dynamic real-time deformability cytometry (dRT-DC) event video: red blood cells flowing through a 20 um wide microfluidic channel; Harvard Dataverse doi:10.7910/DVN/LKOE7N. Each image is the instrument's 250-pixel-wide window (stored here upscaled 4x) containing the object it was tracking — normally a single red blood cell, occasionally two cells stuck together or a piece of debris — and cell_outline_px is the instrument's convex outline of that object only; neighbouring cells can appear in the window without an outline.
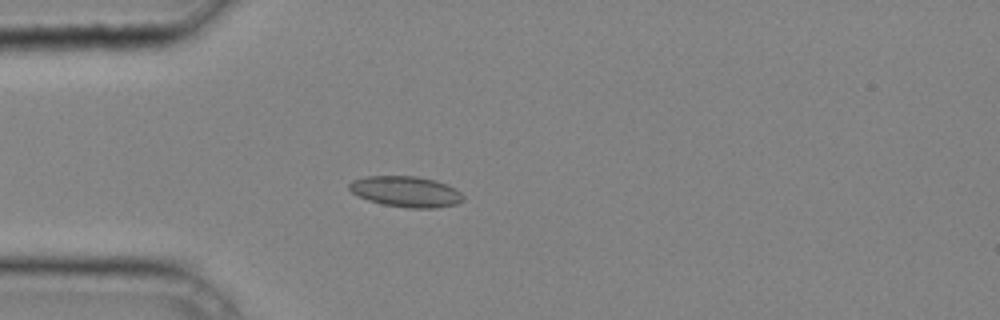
{"species": "common noctule bat (a hibernating species)", "species_latin": "Nyctalus noctula", "temperature_condition": "cold", "stored_images_in_passage": 40, "camera_frame_rate_fps": 3000, "um_per_image_px": 0.085, "animal": {"sex": "male", "body_mass_g": 20.4}, "frame": {"image": 1, "passage_image": 11, "time_ms": 3.333, "image_size_px": [1000, 320], "cell_outline_px": [[464, 200], [456, 204], [436, 208], [408, 208], [384, 204], [368, 200], [352, 192], [348, 188], [348, 184], [352, 180], [364, 176], [416, 176], [436, 180], [448, 184], [460, 192], [464, 196]], "centroid_in_image_um": [34.52, 16.28], "position_along_channel_um": 50.5, "area_um2": 20.52}}
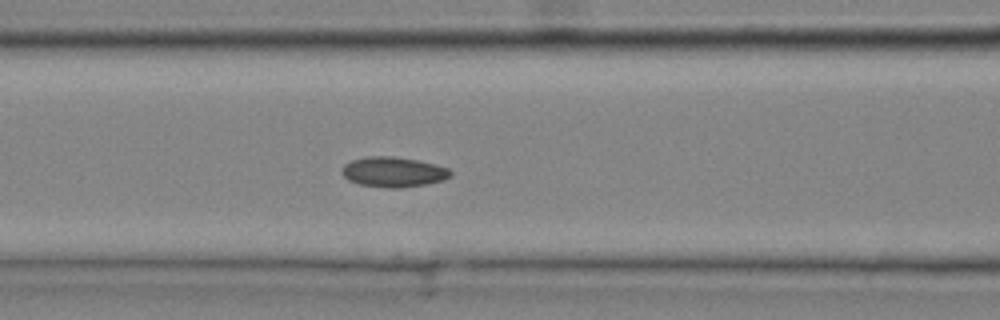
{"frame": {"image": 2, "passage_image": 17, "time_ms": 5.333, "image_size_px": [1000, 320], "cell_outline_px": [[452, 176], [444, 180], [428, 184], [400, 188], [384, 188], [360, 184], [348, 180], [340, 172], [344, 164], [352, 160], [368, 156], [392, 156], [416, 160], [436, 164], [448, 168], [452, 172]], "centroid_in_image_um": [33.45, 14.62], "position_along_channel_um": 133.2, "area_um2": 19.25}}
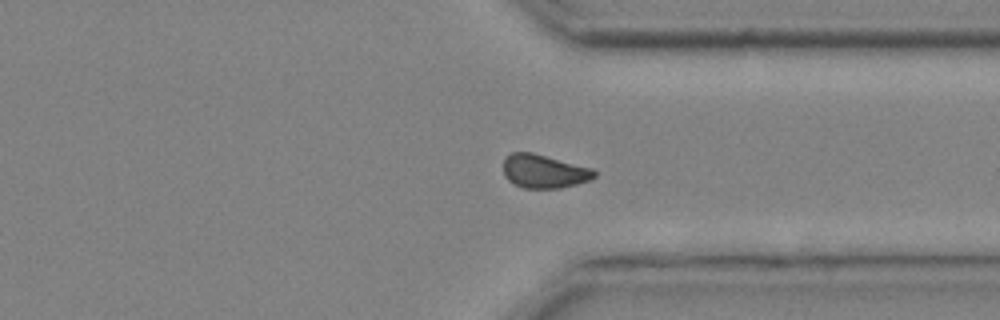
{"frame": {"image": 3, "passage_image": 32, "time_ms": 10.333, "image_size_px": [1000, 320], "cell_outline_px": [[596, 176], [588, 180], [576, 184], [560, 188], [524, 188], [512, 184], [504, 176], [504, 156], [512, 152], [532, 152], [592, 168], [596, 172]], "centroid_in_image_um": [46.2, 14.56], "position_along_channel_um": 365.2, "area_um2": 17.86}}